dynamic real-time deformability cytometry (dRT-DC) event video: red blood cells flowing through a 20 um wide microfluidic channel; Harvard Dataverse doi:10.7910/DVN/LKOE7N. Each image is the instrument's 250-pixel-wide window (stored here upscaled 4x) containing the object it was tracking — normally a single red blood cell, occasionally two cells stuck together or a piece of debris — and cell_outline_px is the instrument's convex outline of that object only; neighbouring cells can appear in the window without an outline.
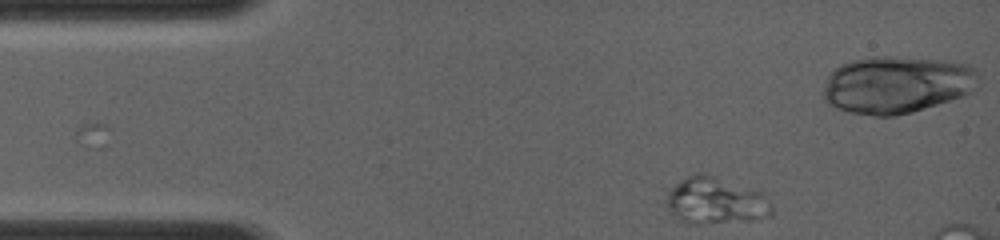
{"species": "common noctule bat (a hibernating species)", "species_latin": "Nyctalus noctula", "temperature_condition": "room temperature", "stored_images_in_passage": 7, "camera_frame_rate_fps": 4000, "um_per_image_px": 0.085, "animal": {"sex": "female", "body_mass_g": 19.0, "forearm_length_mm": 56.7}, "frame": {"image": 1, "passage_image": 1, "time_ms": 0.0, "image_size_px": [1000, 240], "cell_outline_px": [[772, 212], [752, 220], [692, 224], [684, 220], [668, 208], [664, 200], [668, 188], [680, 180], [696, 172], [704, 172], [764, 192], [772, 208]], "centroid_in_image_um": [60.79, 17.01], "position_along_channel_um": 24.2, "area_um2": 28.61}}